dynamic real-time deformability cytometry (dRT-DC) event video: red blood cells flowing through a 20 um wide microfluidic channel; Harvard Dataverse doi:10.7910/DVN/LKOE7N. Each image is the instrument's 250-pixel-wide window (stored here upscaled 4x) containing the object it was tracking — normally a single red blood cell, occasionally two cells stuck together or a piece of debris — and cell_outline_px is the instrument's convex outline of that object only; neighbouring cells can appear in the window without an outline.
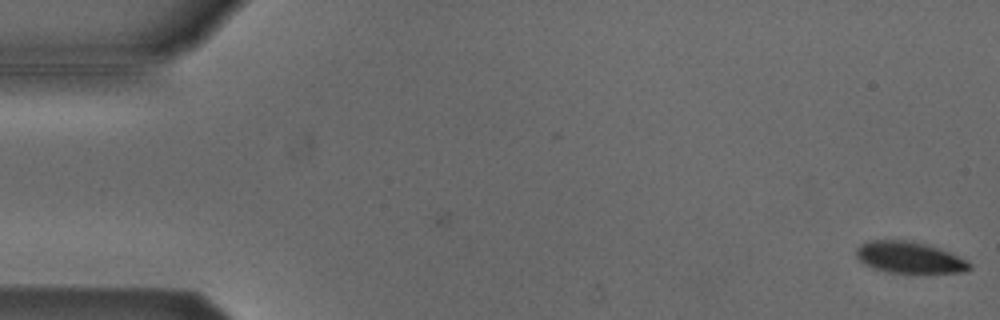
{"species": "Egyptian fruit bat (a non-hibernating species)", "species_latin": "Rousettus aegyptiacus", "temperature_condition": "cold", "stored_images_in_passage": 6, "camera_frame_rate_fps": 3000, "um_per_image_px": 0.085, "animal": {"sex": "male"}, "frame": {"image": 1, "passage_image": 6, "time_ms": 1.667, "image_size_px": [1000, 320], "cell_outline_px": [[972, 268], [964, 272], [920, 276], [916, 276], [888, 272], [872, 268], [864, 264], [856, 256], [856, 248], [860, 244], [872, 240], [904, 240], [924, 244], [948, 252], [972, 264]], "centroid_in_image_um": [77.31, 21.96], "position_along_channel_um": 7.7, "area_um2": 21.44}}